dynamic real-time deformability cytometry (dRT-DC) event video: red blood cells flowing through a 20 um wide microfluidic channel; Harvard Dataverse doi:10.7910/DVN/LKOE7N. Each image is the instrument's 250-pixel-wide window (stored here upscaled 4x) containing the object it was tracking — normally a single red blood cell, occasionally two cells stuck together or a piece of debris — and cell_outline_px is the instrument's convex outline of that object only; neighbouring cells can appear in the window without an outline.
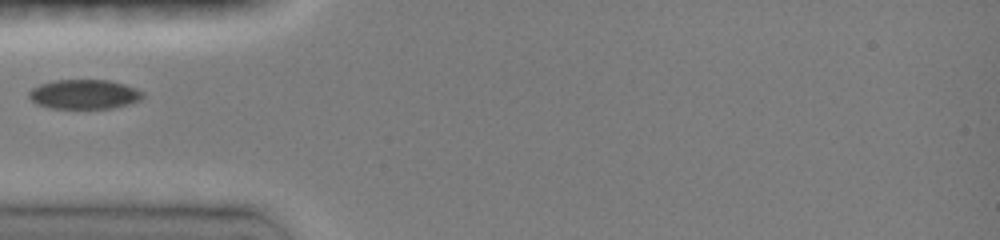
{"species": "common noctule bat (a hibernating species)", "species_latin": "Nyctalus noctula", "temperature_condition": "room temperature", "stored_images_in_passage": 6, "camera_frame_rate_fps": 3000, "um_per_image_px": 0.085, "animal": {"sex": "female", "body_mass_g": 19.0, "forearm_length_mm": 51.5}, "frame": {"image": 1, "passage_image": 1, "time_ms": 0.0, "image_size_px": [1000, 240], "cell_outline_px": [[144, 96], [140, 100], [128, 104], [112, 108], [48, 108], [36, 104], [28, 96], [28, 92], [32, 88], [40, 84], [56, 80], [108, 80], [124, 84], [136, 88], [144, 92]], "centroid_in_image_um": [7.15, 8.01], "position_along_channel_um": 77.8, "area_um2": 19.59}}
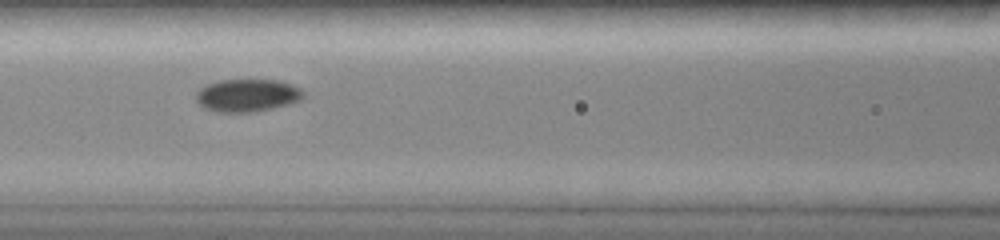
{"frame": {"image": 2, "passage_image": 3, "time_ms": 1.667, "image_size_px": [1000, 240], "cell_outline_px": [[304, 96], [300, 100], [288, 104], [256, 112], [216, 112], [204, 108], [196, 100], [196, 92], [200, 88], [208, 84], [220, 80], [280, 80], [292, 84], [300, 88], [304, 92]], "centroid_in_image_um": [21.03, 8.11], "position_along_channel_um": 145.6, "area_um2": 20.52}}